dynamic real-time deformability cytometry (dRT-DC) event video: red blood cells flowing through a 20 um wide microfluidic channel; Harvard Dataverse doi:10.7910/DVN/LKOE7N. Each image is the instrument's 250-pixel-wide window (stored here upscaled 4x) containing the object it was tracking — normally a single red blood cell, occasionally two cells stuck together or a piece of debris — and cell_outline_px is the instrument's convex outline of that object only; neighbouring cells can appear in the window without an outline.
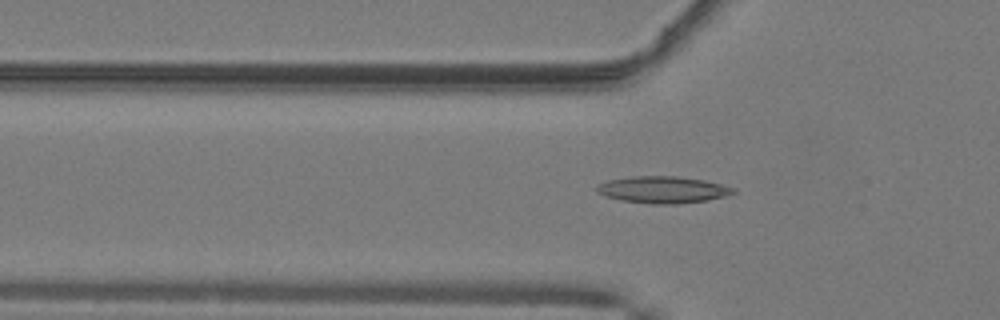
{"species": "common noctule bat (a hibernating species)", "species_latin": "Nyctalus noctula", "temperature_condition": "warm", "stored_images_in_passage": 50, "camera_frame_rate_fps": 3000, "um_per_image_px": 0.085, "animal": {"sex": "male", "body_mass_g": 19.2, "forearm_length_mm": 51.8}, "frame": {"image": 1, "passage_image": 17, "time_ms": 5.333, "image_size_px": [1000, 320], "cell_outline_px": [[736, 192], [728, 196], [708, 200], [676, 204], [652, 204], [620, 200], [604, 196], [596, 192], [596, 184], [608, 180], [632, 176], [676, 176], [704, 180], [736, 188]], "centroid_in_image_um": [56.33, 16.13], "position_along_channel_um": 69.5, "area_um2": 21.56}}
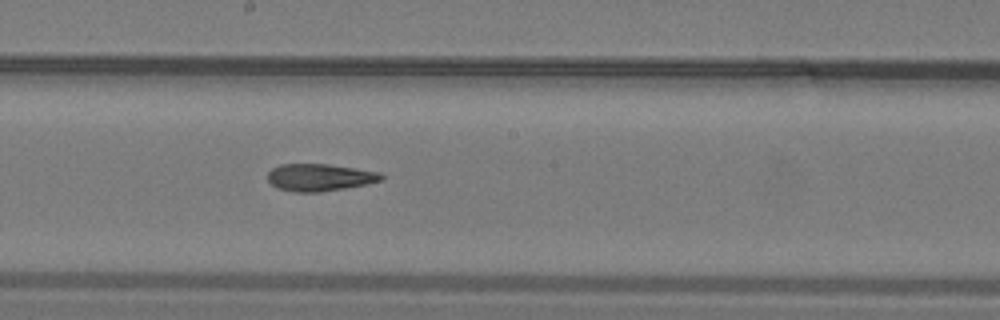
{"frame": {"image": 2, "passage_image": 28, "time_ms": 9.0, "image_size_px": [1000, 320], "cell_outline_px": [[384, 180], [344, 188], [320, 192], [292, 192], [276, 188], [268, 180], [268, 172], [272, 168], [280, 164], [328, 164], [356, 168], [380, 172], [384, 176]], "centroid_in_image_um": [27.16, 15.07], "position_along_channel_um": 221.0, "area_um2": 18.09}}
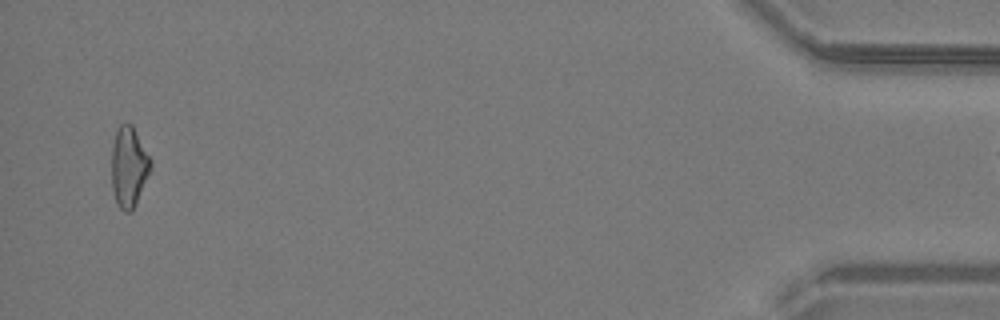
{"frame": {"image": 3, "passage_image": 49, "time_ms": 16.0, "image_size_px": [1000, 320], "cell_outline_px": [[152, 168], [136, 204], [132, 212], [124, 212], [116, 204], [112, 188], [112, 144], [116, 128], [120, 124], [132, 124], [152, 160]], "centroid_in_image_um": [10.96, 14.19], "position_along_channel_um": 424.2, "area_um2": 18.61}}